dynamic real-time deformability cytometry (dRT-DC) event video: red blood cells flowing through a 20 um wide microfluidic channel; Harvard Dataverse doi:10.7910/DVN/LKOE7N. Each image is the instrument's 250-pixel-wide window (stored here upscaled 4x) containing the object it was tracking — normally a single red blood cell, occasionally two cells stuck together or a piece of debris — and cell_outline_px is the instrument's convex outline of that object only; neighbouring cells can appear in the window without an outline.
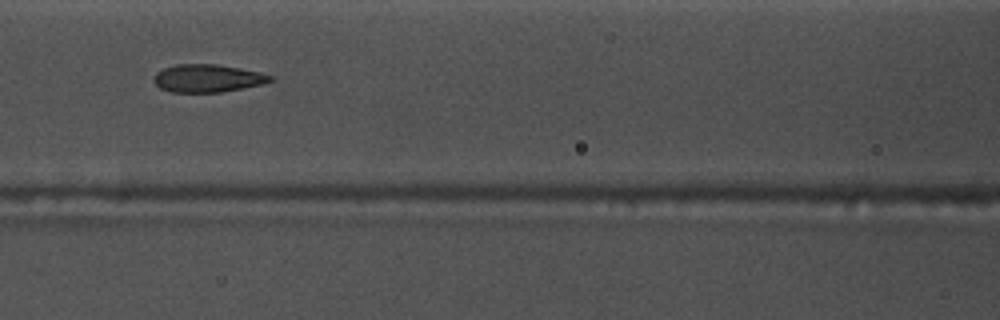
{"species": "common noctule bat (a hibernating species)", "species_latin": "Nyctalus noctula", "temperature_condition": "warm", "stored_images_in_passage": 17, "camera_frame_rate_fps": 3000, "um_per_image_px": 0.085, "animal": {"sex": "male", "body_mass_g": 17.5, "forearm_length_mm": 52.3}, "frame": {"image": 1, "passage_image": 8, "time_ms": 2.333, "image_size_px": [1000, 320], "cell_outline_px": [[272, 80], [264, 84], [244, 88], [220, 92], [172, 92], [160, 88], [152, 80], [156, 72], [164, 68], [176, 64], [216, 64], [240, 68], [260, 72], [272, 76]], "centroid_in_image_um": [17.63, 6.65], "position_along_channel_um": 149.0, "area_um2": 18.9}}